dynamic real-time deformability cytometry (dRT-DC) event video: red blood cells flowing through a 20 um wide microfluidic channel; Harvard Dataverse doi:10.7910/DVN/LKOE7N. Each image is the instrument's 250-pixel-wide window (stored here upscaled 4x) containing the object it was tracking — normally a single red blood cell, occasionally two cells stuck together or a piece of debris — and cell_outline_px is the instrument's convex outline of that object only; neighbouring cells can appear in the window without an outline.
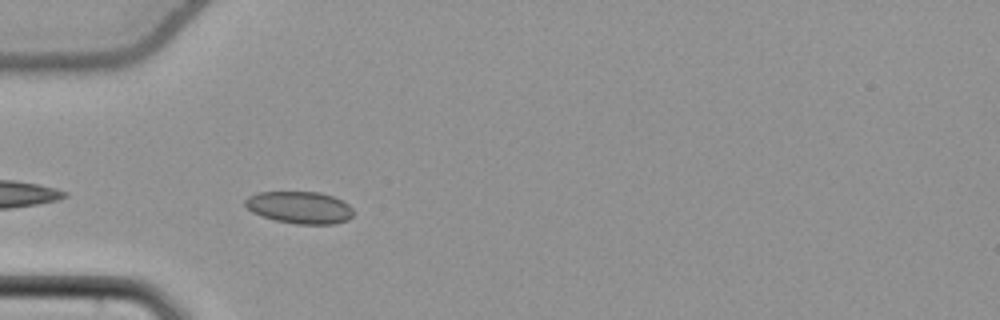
{"species": "common noctule bat (a hibernating species)", "species_latin": "Nyctalus noctula", "temperature_condition": "cold", "stored_images_in_passage": 40, "camera_frame_rate_fps": 3000, "um_per_image_px": 0.085, "animal": {"sex": "female", "body_mass_g": 22.7, "forearm_length_mm": 54.2}, "frame": {"image": 1, "passage_image": 3, "time_ms": 0.667, "image_size_px": [1000, 320], "cell_outline_px": [[352, 216], [348, 220], [336, 224], [296, 224], [276, 220], [252, 212], [244, 204], [244, 200], [248, 196], [256, 192], [320, 192], [344, 200], [352, 208]], "centroid_in_image_um": [25.48, 17.63], "position_along_channel_um": 59.5, "area_um2": 20.35}}
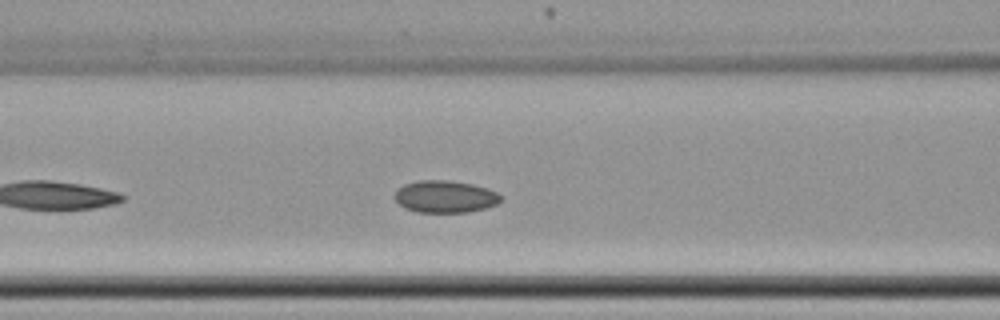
{"frame": {"image": 2, "passage_image": 9, "time_ms": 2.667, "image_size_px": [1000, 320], "cell_outline_px": [[500, 200], [496, 204], [484, 208], [468, 212], [416, 212], [404, 208], [396, 200], [396, 192], [404, 184], [420, 180], [448, 180], [472, 184], [488, 188], [496, 192], [500, 196]], "centroid_in_image_um": [37.83, 16.71], "position_along_channel_um": 128.8, "area_um2": 19.65}}
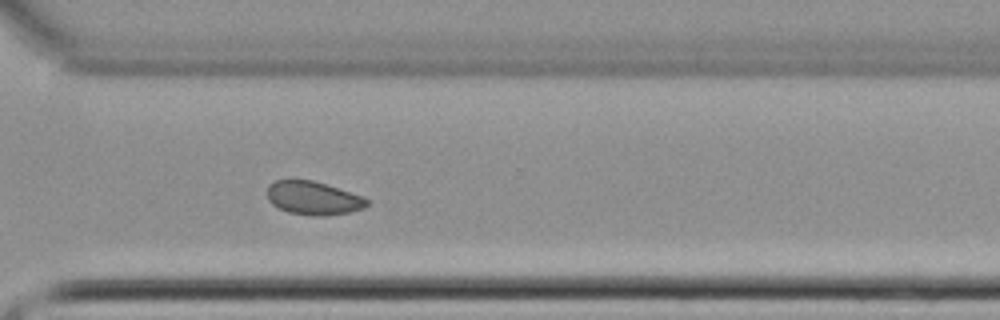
{"frame": {"image": 3, "passage_image": 26, "time_ms": 8.333, "image_size_px": [1000, 320], "cell_outline_px": [[368, 204], [364, 208], [348, 212], [324, 216], [312, 216], [288, 212], [272, 204], [268, 200], [268, 184], [276, 180], [312, 180], [360, 196], [368, 200]], "centroid_in_image_um": [26.59, 16.85], "position_along_channel_um": 344.0, "area_um2": 19.07}}